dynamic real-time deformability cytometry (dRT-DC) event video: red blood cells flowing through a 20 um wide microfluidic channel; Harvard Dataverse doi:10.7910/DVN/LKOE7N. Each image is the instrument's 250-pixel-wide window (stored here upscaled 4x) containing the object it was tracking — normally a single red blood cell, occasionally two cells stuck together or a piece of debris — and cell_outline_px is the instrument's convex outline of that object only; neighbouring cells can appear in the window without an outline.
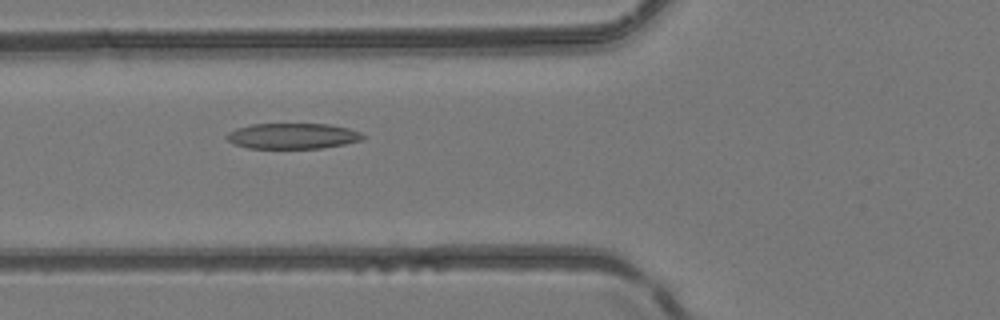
{"species": "common noctule bat (a hibernating species)", "species_latin": "Nyctalus noctula", "temperature_condition": "room temperature", "stored_images_in_passage": 13, "camera_frame_rate_fps": 3000, "um_per_image_px": 0.085, "animal": {"sex": "female", "body_mass_g": 24.6, "forearm_length_mm": 56.2}, "frame": {"image": 1, "passage_image": 5, "time_ms": 1.333, "image_size_px": [1000, 320], "cell_outline_px": [[364, 140], [344, 144], [320, 148], [248, 148], [232, 144], [224, 136], [228, 132], [236, 128], [252, 124], [328, 124], [348, 128], [360, 132], [364, 136]], "centroid_in_image_um": [24.84, 11.56], "position_along_channel_um": 101.0, "area_um2": 20.4}}
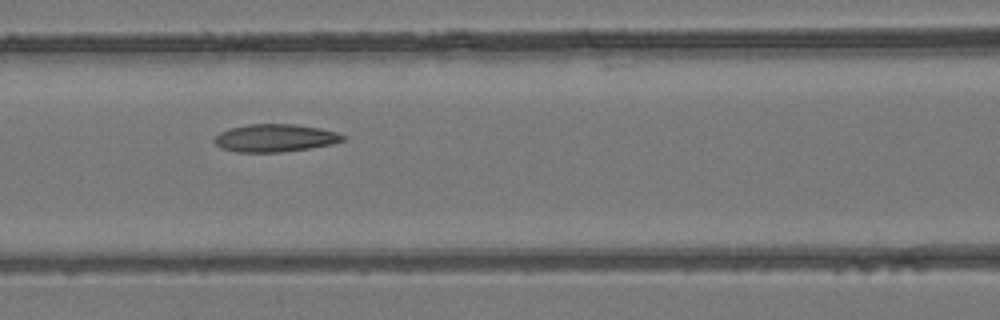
{"frame": {"image": 2, "passage_image": 8, "time_ms": 2.333, "image_size_px": [1000, 320], "cell_outline_px": [[344, 140], [332, 144], [284, 152], [236, 152], [220, 148], [212, 140], [220, 132], [228, 128], [248, 124], [296, 124], [320, 128], [336, 132], [344, 136]], "centroid_in_image_um": [23.33, 11.73], "position_along_channel_um": 143.3, "area_um2": 20.81}}
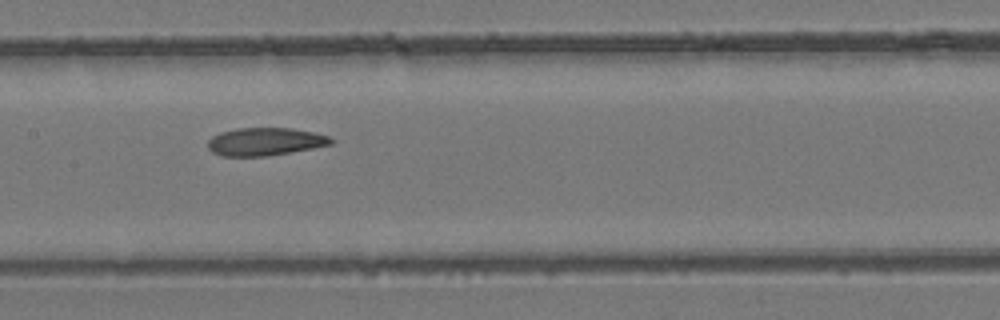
{"frame": {"image": 3, "passage_image": 11, "time_ms": 3.333, "image_size_px": [1000, 320], "cell_outline_px": [[336, 140], [332, 144], [312, 148], [268, 156], [220, 156], [212, 152], [208, 148], [208, 140], [212, 136], [220, 132], [236, 128], [292, 128], [312, 132], [328, 136]], "centroid_in_image_um": [22.51, 12.04], "position_along_channel_um": 184.9, "area_um2": 20.06}}